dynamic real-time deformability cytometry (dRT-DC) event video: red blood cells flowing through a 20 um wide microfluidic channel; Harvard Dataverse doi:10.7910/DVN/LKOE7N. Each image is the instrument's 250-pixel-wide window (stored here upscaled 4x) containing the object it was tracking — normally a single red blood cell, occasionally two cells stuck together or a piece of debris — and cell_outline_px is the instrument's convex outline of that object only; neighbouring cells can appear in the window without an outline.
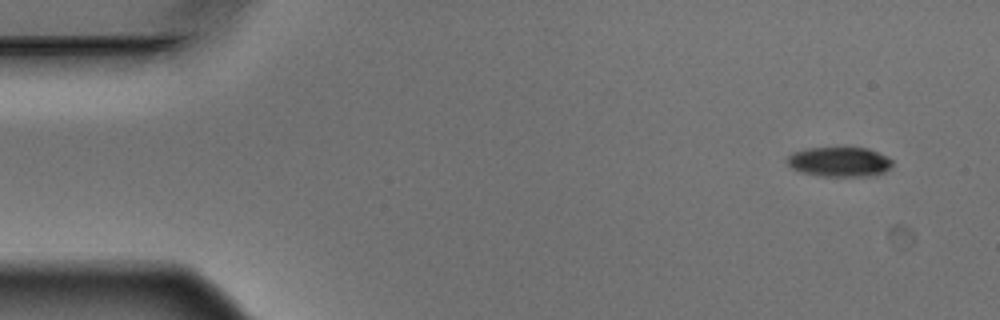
{"species": "Egyptian fruit bat (a non-hibernating species)", "species_latin": "Rousettus aegyptiacus", "temperature_condition": "warm", "stored_images_in_passage": 5, "camera_frame_rate_fps": 3000, "um_per_image_px": 0.085, "animal": {"sex": "male"}, "frame": {"image": 1, "passage_image": 1, "time_ms": 0.0, "image_size_px": [1000, 320], "cell_outline_px": [[892, 164], [884, 172], [876, 176], [820, 176], [800, 172], [792, 168], [788, 164], [788, 156], [792, 152], [808, 148], [844, 144], [868, 148], [888, 156], [892, 160]], "centroid_in_image_um": [71.37, 13.7], "position_along_channel_um": 13.6, "area_um2": 19.13}}
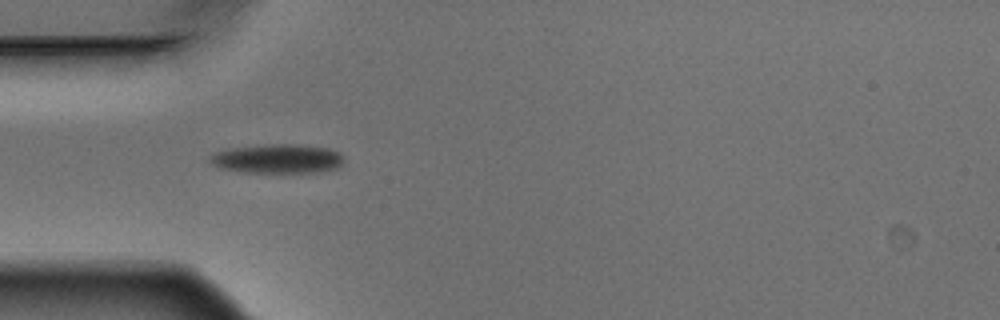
{"frame": {"image": 2, "passage_image": 4, "time_ms": 1.0, "image_size_px": [1000, 320], "cell_outline_px": [[344, 160], [336, 168], [316, 172], [244, 172], [220, 168], [212, 164], [208, 160], [212, 152], [232, 148], [272, 144], [296, 144], [328, 148], [340, 152], [344, 156]], "centroid_in_image_um": [23.58, 13.48], "position_along_channel_um": 61.4, "area_um2": 22.72}}
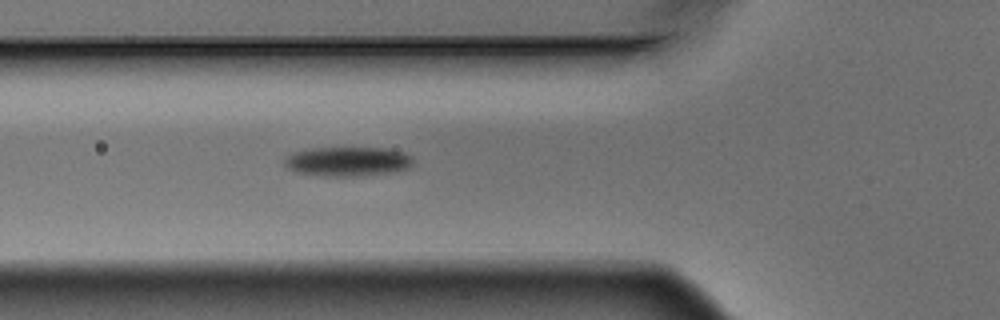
{"frame": {"image": 3, "passage_image": 5, "time_ms": 1.333, "image_size_px": [1000, 320], "cell_outline_px": [[412, 164], [408, 168], [392, 172], [360, 176], [320, 176], [296, 172], [288, 168], [284, 164], [284, 156], [292, 152], [308, 148], [384, 148], [404, 152], [412, 156]], "centroid_in_image_um": [29.5, 13.72], "position_along_channel_um": 96.3, "area_um2": 22.25}}